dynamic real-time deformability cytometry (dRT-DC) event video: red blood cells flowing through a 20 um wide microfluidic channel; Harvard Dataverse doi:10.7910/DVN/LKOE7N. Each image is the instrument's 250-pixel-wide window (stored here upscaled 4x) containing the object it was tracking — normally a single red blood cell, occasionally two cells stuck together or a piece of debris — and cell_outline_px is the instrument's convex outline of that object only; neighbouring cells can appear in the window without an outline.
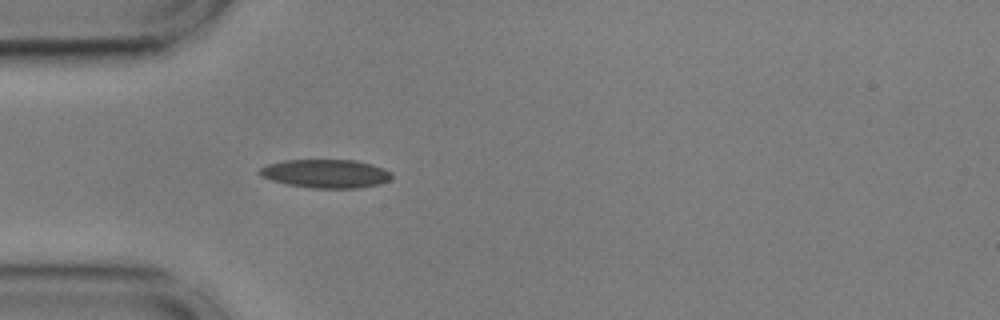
{"species": "common noctule bat (a hibernating species)", "species_latin": "Nyctalus noctula", "temperature_condition": "cold", "stored_images_in_passage": 6, "camera_frame_rate_fps": 3000, "um_per_image_px": 0.085, "animal": {"sex": "male", "body_mass_g": 17.9, "forearm_length_mm": 54.2}, "frame": {"image": 1, "passage_image": 1, "time_ms": 0.0, "image_size_px": [1000, 320], "cell_outline_px": [[392, 176], [388, 180], [380, 184], [360, 188], [308, 188], [288, 184], [272, 180], [260, 176], [256, 172], [260, 168], [268, 164], [284, 160], [356, 160], [372, 164], [384, 168], [392, 172]], "centroid_in_image_um": [27.69, 14.76], "position_along_channel_um": 57.3, "area_um2": 22.14}}